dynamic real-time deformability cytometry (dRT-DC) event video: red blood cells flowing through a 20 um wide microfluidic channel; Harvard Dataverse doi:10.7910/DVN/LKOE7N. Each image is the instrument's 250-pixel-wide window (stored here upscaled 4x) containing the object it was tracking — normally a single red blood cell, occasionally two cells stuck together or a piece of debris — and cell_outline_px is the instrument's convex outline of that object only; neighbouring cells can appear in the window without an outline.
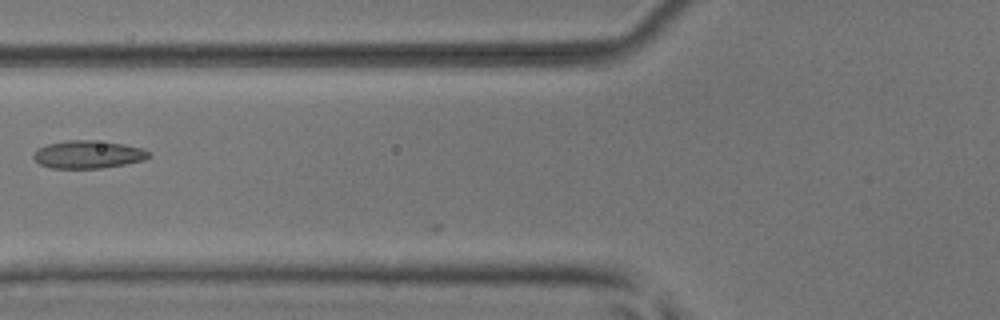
{"species": "common noctule bat (a hibernating species)", "species_latin": "Nyctalus noctula", "temperature_condition": "room temperature", "stored_images_in_passage": 29, "camera_frame_rate_fps": 3000, "um_per_image_px": 0.085, "animal": {"sex": "male", "body_mass_g": 17.9, "forearm_length_mm": 54.2}, "frame": {"image": 1, "passage_image": 4, "time_ms": 1.0, "image_size_px": [1000, 320], "cell_outline_px": [[152, 156], [144, 160], [124, 164], [100, 168], [52, 168], [40, 164], [32, 156], [36, 148], [48, 144], [68, 140], [92, 140], [124, 144], [144, 148], [152, 152]], "centroid_in_image_um": [7.52, 13.12], "position_along_channel_um": 118.3, "area_um2": 18.79}}
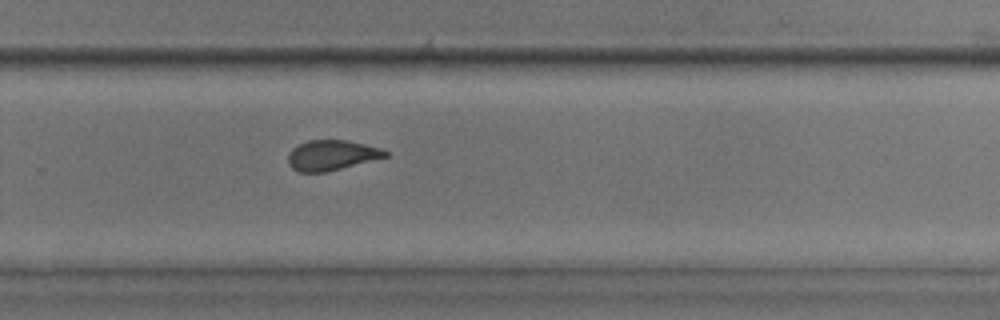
{"frame": {"image": 2, "passage_image": 18, "time_ms": 5.667, "image_size_px": [1000, 320], "cell_outline_px": [[388, 156], [324, 172], [300, 172], [292, 168], [288, 164], [288, 152], [292, 148], [308, 140], [348, 140], [380, 148], [388, 152]], "centroid_in_image_um": [28.15, 13.18], "position_along_channel_um": 301.7, "area_um2": 16.88}}
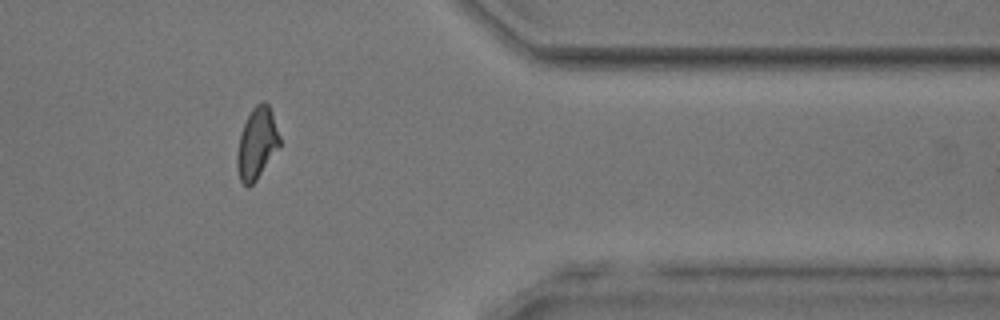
{"frame": {"image": 3, "passage_image": 26, "time_ms": 8.333, "image_size_px": [1000, 320], "cell_outline_px": [[280, 144], [256, 180], [248, 188], [240, 180], [236, 168], [236, 156], [240, 132], [252, 108], [256, 104], [264, 100], [268, 104], [272, 112], [280, 136]], "centroid_in_image_um": [21.81, 12.17], "position_along_channel_um": 389.6, "area_um2": 17.63}}